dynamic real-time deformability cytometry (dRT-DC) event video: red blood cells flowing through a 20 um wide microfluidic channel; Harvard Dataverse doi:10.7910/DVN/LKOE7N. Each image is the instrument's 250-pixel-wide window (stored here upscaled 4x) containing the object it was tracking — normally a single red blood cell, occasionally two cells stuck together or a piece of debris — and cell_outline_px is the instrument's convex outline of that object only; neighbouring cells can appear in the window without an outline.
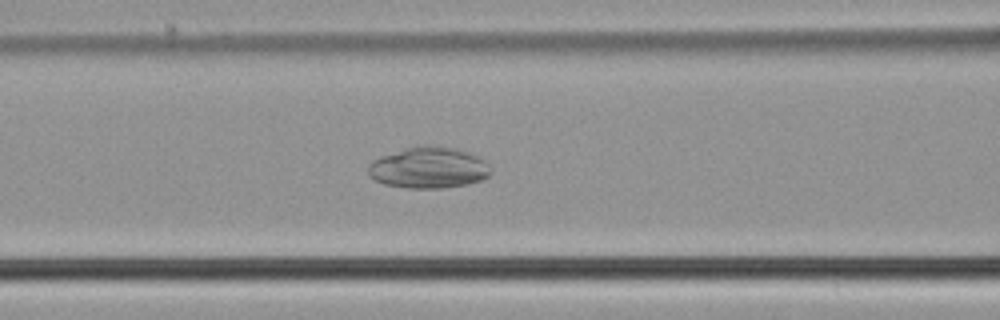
{"species": "common noctule bat (a hibernating species)", "species_latin": "Nyctalus noctula", "temperature_condition": "cold", "stored_images_in_passage": 55, "camera_frame_rate_fps": 3000, "um_per_image_px": 0.085, "animal": {"sex": "male", "body_mass_g": 21.5, "forearm_length_mm": 52.0}, "frame": {"image": 1, "passage_image": 23, "time_ms": 7.333, "image_size_px": [1000, 320], "cell_outline_px": [[492, 172], [484, 180], [468, 184], [444, 188], [408, 188], [384, 184], [368, 176], [368, 164], [372, 160], [380, 156], [404, 148], [424, 144], [440, 144], [456, 148], [468, 152], [484, 160]], "centroid_in_image_um": [36.43, 14.24], "position_along_channel_um": 130.2, "area_um2": 30.0}}
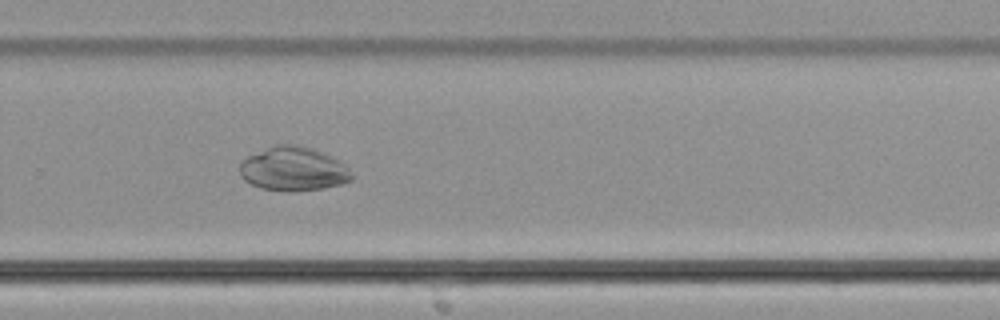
{"frame": {"image": 2, "passage_image": 37, "time_ms": 12.0, "image_size_px": [1000, 320], "cell_outline_px": [[352, 180], [344, 184], [324, 188], [288, 192], [260, 188], [244, 180], [240, 176], [240, 164], [248, 156], [276, 144], [296, 144], [312, 148], [344, 164], [348, 168], [352, 176]], "centroid_in_image_um": [24.92, 14.38], "position_along_channel_um": 304.9, "area_um2": 28.55}}
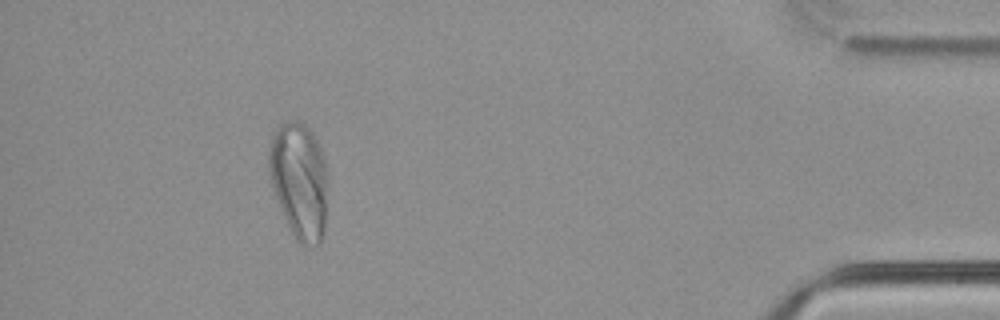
{"frame": {"image": 3, "passage_image": 50, "time_ms": 16.333, "image_size_px": [1000, 320], "cell_outline_px": [[324, 236], [320, 244], [316, 248], [300, 244], [296, 240], [280, 208], [272, 188], [268, 168], [268, 152], [272, 136], [276, 128], [280, 124], [288, 120], [300, 120], [316, 136], [324, 156]], "centroid_in_image_um": [25.39, 15.32], "position_along_channel_um": 409.8, "area_um2": 39.65}}